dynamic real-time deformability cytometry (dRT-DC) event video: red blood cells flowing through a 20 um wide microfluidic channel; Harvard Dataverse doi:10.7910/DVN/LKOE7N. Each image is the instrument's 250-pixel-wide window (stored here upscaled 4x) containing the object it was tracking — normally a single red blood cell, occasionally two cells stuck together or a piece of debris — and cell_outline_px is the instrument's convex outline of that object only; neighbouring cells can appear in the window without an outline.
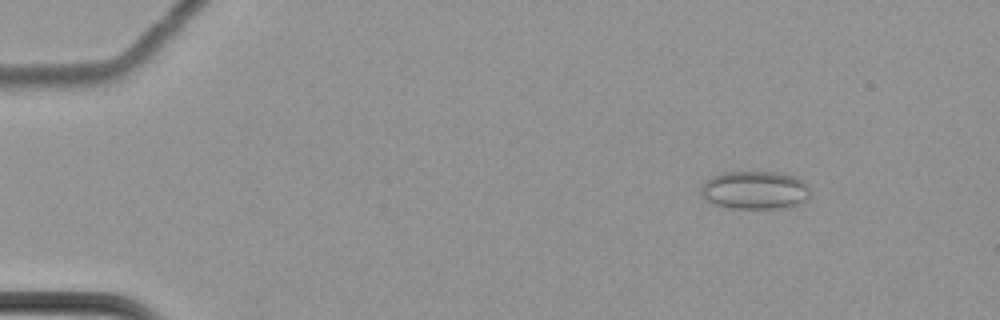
{"species": "common noctule bat (a hibernating species)", "species_latin": "Nyctalus noctula", "temperature_condition": "cold", "stored_images_in_passage": 61, "camera_frame_rate_fps": 3000, "um_per_image_px": 0.085, "animal": {"sex": "female", "body_mass_g": 22.7, "forearm_length_mm": 54.2}, "frame": {"image": 1, "passage_image": 8, "time_ms": 2.333, "image_size_px": [1000, 320], "cell_outline_px": [[812, 192], [808, 200], [792, 208], [728, 208], [712, 204], [704, 200], [700, 196], [700, 188], [712, 176], [724, 172], [776, 172], [792, 176], [808, 184]], "centroid_in_image_um": [64.19, 16.19], "position_along_channel_um": 20.8, "area_um2": 24.8}}
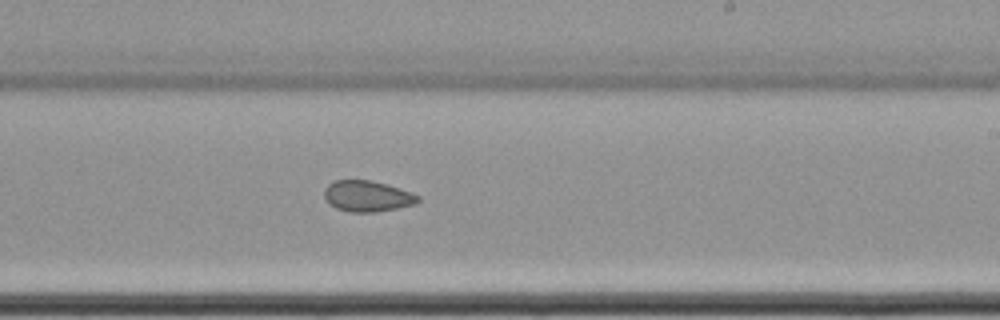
{"frame": {"image": 2, "passage_image": 38, "time_ms": 12.333, "image_size_px": [1000, 320], "cell_outline_px": [[420, 200], [416, 204], [376, 212], [348, 212], [336, 208], [324, 196], [324, 188], [328, 184], [336, 180], [372, 180], [388, 184], [412, 192], [420, 196]], "centroid_in_image_um": [31.26, 16.66], "position_along_channel_um": 257.7, "area_um2": 16.99}}
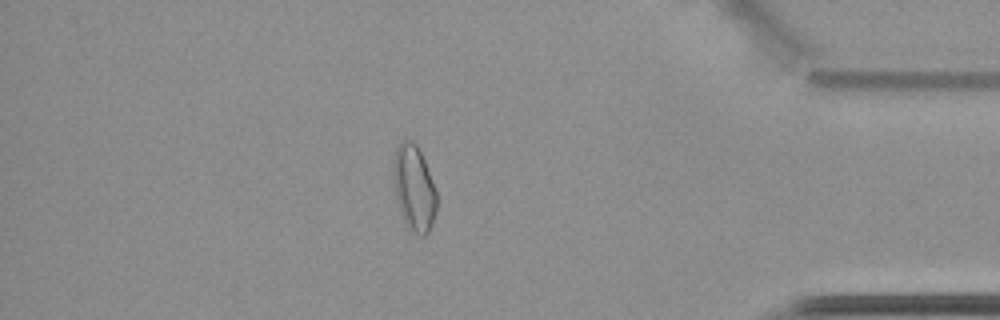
{"frame": {"image": 3, "passage_image": 53, "time_ms": 17.333, "image_size_px": [1000, 320], "cell_outline_px": [[436, 212], [432, 224], [428, 232], [424, 236], [420, 236], [408, 228], [400, 212], [396, 200], [392, 168], [392, 160], [396, 148], [404, 136], [412, 140], [416, 144], [424, 160], [436, 192]], "centroid_in_image_um": [35.16, 15.95], "position_along_channel_um": 400.0, "area_um2": 21.79}}